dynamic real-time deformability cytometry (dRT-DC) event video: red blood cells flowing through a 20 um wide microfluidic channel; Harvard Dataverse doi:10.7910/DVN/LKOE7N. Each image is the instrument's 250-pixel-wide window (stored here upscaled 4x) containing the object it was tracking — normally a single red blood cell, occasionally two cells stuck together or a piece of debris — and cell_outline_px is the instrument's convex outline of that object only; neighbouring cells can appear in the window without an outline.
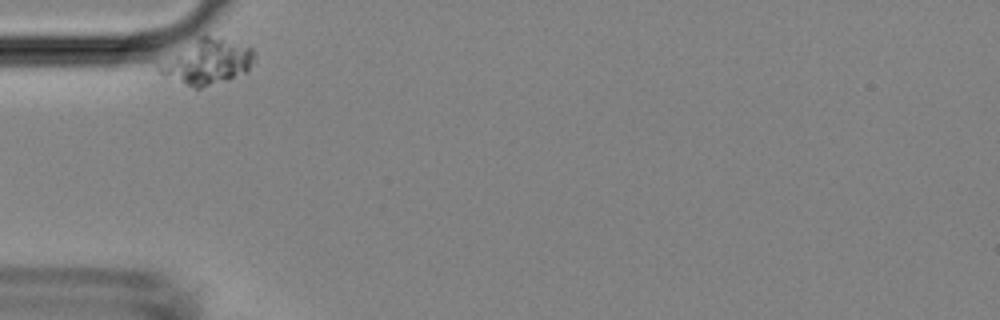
{"species": "Egyptian fruit bat (a non-hibernating species)", "species_latin": "Rousettus aegyptiacus", "temperature_condition": "room temperature", "stored_images_in_passage": 30, "camera_frame_rate_fps": 3000, "um_per_image_px": 0.085, "animal": {"sex": "female"}, "frame": {"image": 1, "passage_image": 1, "time_ms": 0.0, "image_size_px": [1000, 320], "cell_outline_px": [[256, 56], [248, 72], [200, 88], [196, 88], [164, 76], [160, 72], [160, 68], [200, 36], [224, 36], [252, 48], [256, 52]], "centroid_in_image_um": [17.81, 5.24], "position_along_channel_um": 67.2, "area_um2": 23.87}}
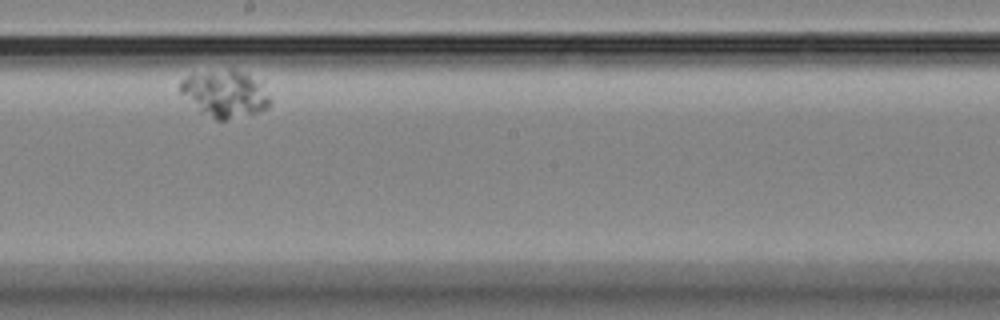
{"frame": {"image": 2, "passage_image": 17, "time_ms": 5.333, "image_size_px": [1000, 320], "cell_outline_px": [[272, 104], [268, 108], [260, 112], [224, 120], [216, 120], [200, 112], [180, 92], [180, 80], [192, 72], [232, 68], [244, 72], [264, 80], [272, 100]], "centroid_in_image_um": [19.19, 7.92], "position_along_channel_um": 229.0, "area_um2": 25.61}}
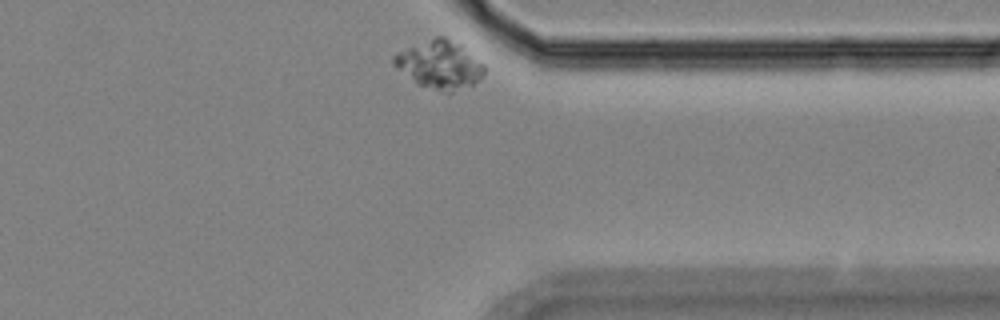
{"frame": {"image": 3, "passage_image": 30, "time_ms": 9.667, "image_size_px": [1000, 320], "cell_outline_px": [[484, 76], [480, 80], [472, 84], [452, 92], [448, 92], [416, 84], [396, 68], [392, 64], [392, 56], [396, 52], [436, 36], [444, 36], [464, 44], [484, 64]], "centroid_in_image_um": [37.38, 5.47], "position_along_channel_um": 374.0, "area_um2": 25.66}}